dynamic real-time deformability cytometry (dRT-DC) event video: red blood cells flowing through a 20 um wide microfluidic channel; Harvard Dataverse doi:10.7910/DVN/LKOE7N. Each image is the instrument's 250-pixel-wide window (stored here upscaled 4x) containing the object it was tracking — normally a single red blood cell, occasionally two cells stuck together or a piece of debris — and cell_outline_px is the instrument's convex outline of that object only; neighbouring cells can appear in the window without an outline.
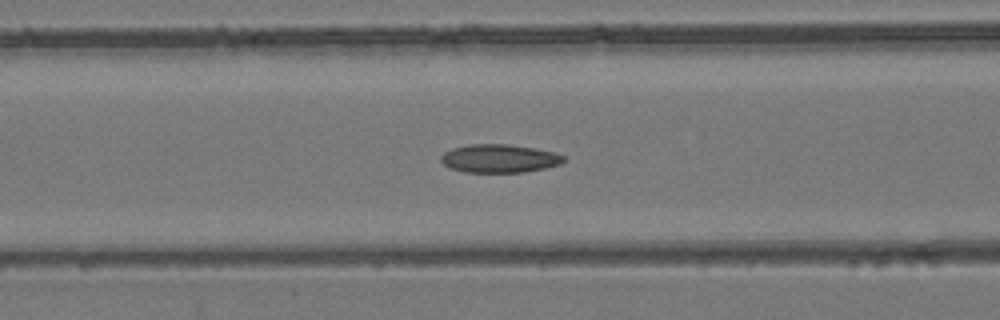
{"species": "common noctule bat (a hibernating species)", "species_latin": "Nyctalus noctula", "temperature_condition": "room temperature", "stored_images_in_passage": 53, "camera_frame_rate_fps": 3000, "um_per_image_px": 0.085, "animal": {"sex": "female", "body_mass_g": 24.6, "forearm_length_mm": 56.2}, "frame": {"image": 1, "passage_image": 22, "time_ms": 7.0, "image_size_px": [1000, 320], "cell_outline_px": [[568, 160], [560, 164], [544, 168], [524, 172], [464, 172], [448, 168], [440, 160], [440, 156], [444, 152], [452, 148], [472, 144], [508, 144], [536, 148], [556, 152], [564, 156]], "centroid_in_image_um": [42.46, 13.47], "position_along_channel_um": 124.1, "area_um2": 20.46}}
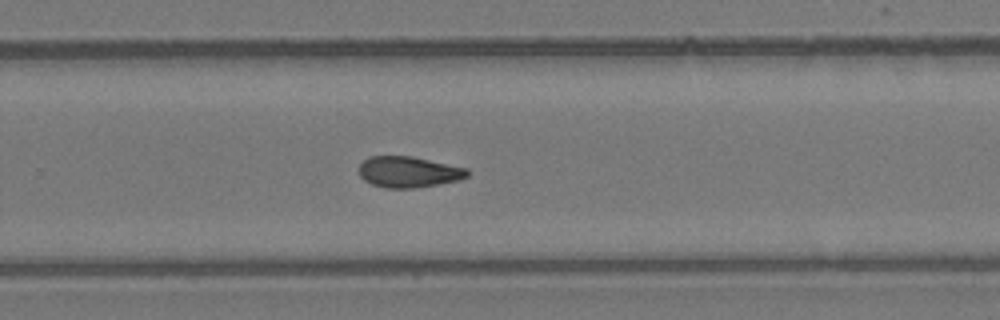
{"frame": {"image": 2, "passage_image": 35, "time_ms": 11.333, "image_size_px": [1000, 320], "cell_outline_px": [[468, 176], [460, 180], [412, 188], [384, 188], [372, 184], [364, 180], [360, 176], [360, 164], [368, 156], [412, 156], [468, 168]], "centroid_in_image_um": [34.73, 14.61], "position_along_channel_um": 295.1, "area_um2": 19.54}}
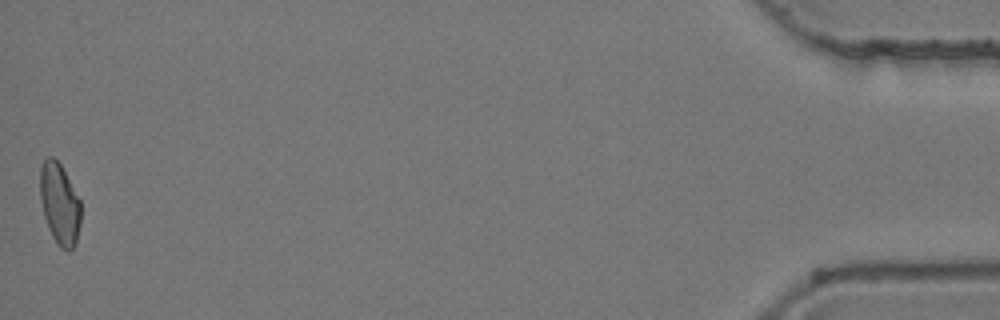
{"frame": {"image": 3, "passage_image": 53, "time_ms": 17.333, "image_size_px": [1000, 320], "cell_outline_px": [[80, 224], [76, 240], [72, 248], [68, 252], [60, 248], [52, 236], [48, 228], [44, 216], [40, 200], [40, 164], [48, 156], [52, 156], [60, 164], [80, 200]], "centroid_in_image_um": [5.04, 17.33], "position_along_channel_um": 430.2, "area_um2": 19.25}, "authors_computed_cell_mechanics": {"area_um2": 20.0566, "velocity_mm_per_s": 3.9413, "shape_relaxation_time_tau1_ms": null, "shape_relaxation_time_tau2_ms": 4.2612, "deformation_change_tau1": null, "deformation_change_tau2": 0.0851}}